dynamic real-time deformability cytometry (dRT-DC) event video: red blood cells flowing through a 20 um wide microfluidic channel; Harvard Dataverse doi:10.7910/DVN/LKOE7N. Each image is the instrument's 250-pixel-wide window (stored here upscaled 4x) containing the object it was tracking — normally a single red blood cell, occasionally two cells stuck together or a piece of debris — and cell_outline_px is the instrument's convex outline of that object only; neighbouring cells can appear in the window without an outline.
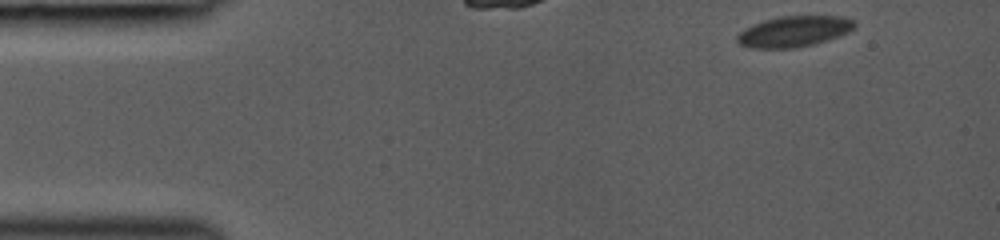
{"species": "common noctule bat (a hibernating species)", "species_latin": "Nyctalus noctula", "temperature_condition": "room temperature", "stored_images_in_passage": 15, "camera_frame_rate_fps": 3000, "um_per_image_px": 0.085, "animal": {"sex": "female", "body_mass_g": 19.0, "forearm_length_mm": 53.3}, "frame": {"image": 1, "passage_image": 1, "time_ms": 0.0, "image_size_px": [1000, 240], "cell_outline_px": [[856, 24], [848, 32], [840, 36], [812, 44], [796, 48], [748, 48], [740, 44], [736, 40], [736, 36], [740, 32], [752, 24], [764, 20], [780, 16], [844, 16], [852, 20]], "centroid_in_image_um": [67.46, 2.67], "position_along_channel_um": 17.5, "area_um2": 21.04}}